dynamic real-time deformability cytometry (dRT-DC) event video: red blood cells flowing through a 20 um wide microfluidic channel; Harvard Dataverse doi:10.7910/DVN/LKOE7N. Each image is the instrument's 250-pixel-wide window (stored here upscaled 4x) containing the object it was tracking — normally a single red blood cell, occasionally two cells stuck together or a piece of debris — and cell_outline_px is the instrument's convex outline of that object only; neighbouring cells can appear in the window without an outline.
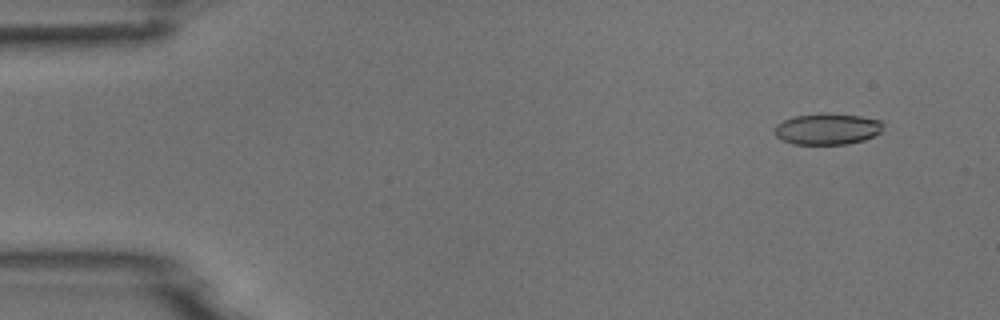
{"species": "common noctule bat (a hibernating species)", "species_latin": "Nyctalus noctula", "temperature_condition": "room temperature", "stored_images_in_passage": 51, "camera_frame_rate_fps": 3000, "um_per_image_px": 0.085, "animal": {"sex": "male", "body_mass_g": 18.8}, "frame": {"image": 1, "passage_image": 4, "time_ms": 1.0, "image_size_px": [1000, 320], "cell_outline_px": [[884, 124], [880, 132], [864, 140], [848, 144], [792, 144], [776, 136], [776, 124], [784, 120], [796, 116], [820, 112], [828, 112], [860, 116], [880, 120]], "centroid_in_image_um": [70.34, 10.95], "position_along_channel_um": 14.7, "area_um2": 19.83}}
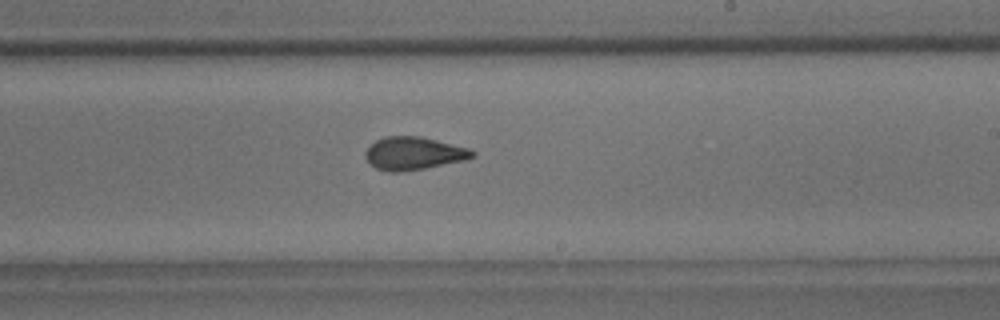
{"frame": {"image": 2, "passage_image": 30, "time_ms": 9.667, "image_size_px": [1000, 320], "cell_outline_px": [[476, 156], [468, 160], [424, 168], [400, 172], [388, 172], [376, 168], [368, 164], [364, 156], [364, 152], [376, 140], [384, 136], [420, 136], [468, 148], [476, 152]], "centroid_in_image_um": [35.15, 13.05], "position_along_channel_um": 253.8, "area_um2": 20.69}}
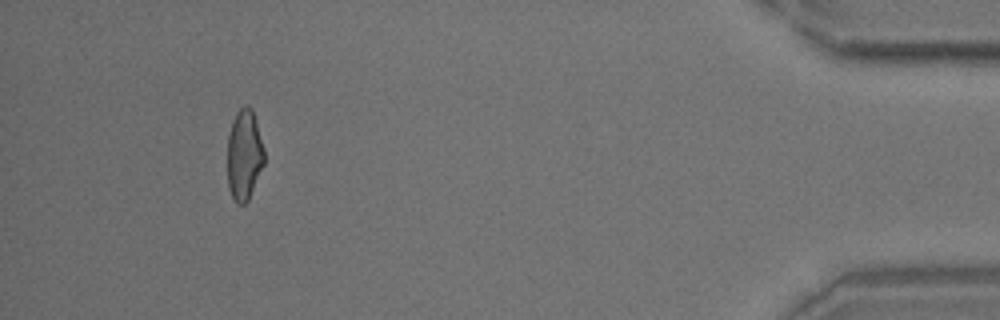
{"frame": {"image": 3, "passage_image": 47, "time_ms": 15.333, "image_size_px": [1000, 320], "cell_outline_px": [[264, 164], [248, 200], [244, 204], [236, 204], [228, 188], [228, 136], [232, 120], [236, 112], [240, 108], [248, 104], [252, 108], [264, 148]], "centroid_in_image_um": [20.76, 13.15], "position_along_channel_um": 414.4, "area_um2": 19.48}}